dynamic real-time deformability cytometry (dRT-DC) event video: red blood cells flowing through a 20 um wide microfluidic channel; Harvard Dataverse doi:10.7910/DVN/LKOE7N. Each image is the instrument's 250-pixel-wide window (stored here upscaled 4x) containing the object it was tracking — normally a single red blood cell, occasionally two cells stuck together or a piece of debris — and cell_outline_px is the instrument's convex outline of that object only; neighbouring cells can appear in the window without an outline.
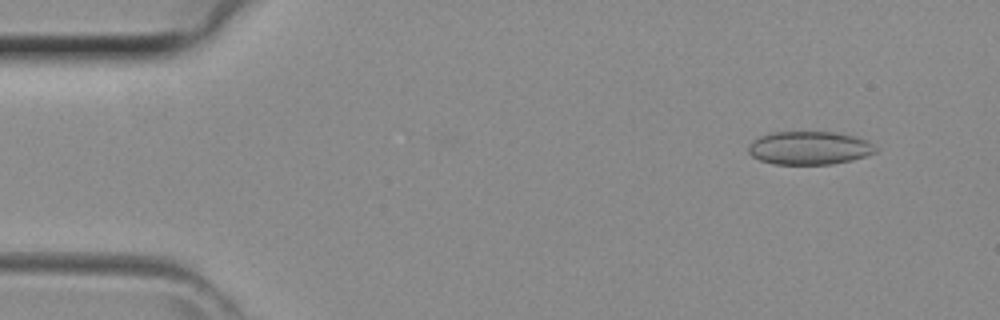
{"species": "common noctule bat (a hibernating species)", "species_latin": "Nyctalus noctula", "temperature_condition": "room temperature", "stored_images_in_passage": 41, "camera_frame_rate_fps": 3000, "um_per_image_px": 0.085, "animal": {"sex": "female", "body_mass_g": 29.2, "forearm_length_mm": 56.3}, "frame": {"image": 1, "passage_image": 4, "time_ms": 1.0, "image_size_px": [1000, 320], "cell_outline_px": [[880, 148], [876, 152], [868, 156], [852, 160], [832, 164], [772, 164], [760, 160], [752, 156], [748, 152], [748, 144], [752, 140], [760, 136], [772, 132], [836, 132], [868, 140]], "centroid_in_image_um": [68.82, 12.58], "position_along_channel_um": 16.2, "area_um2": 24.97}}
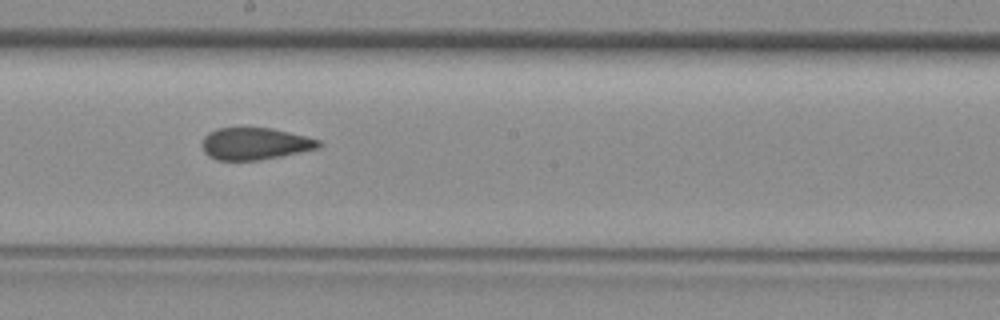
{"frame": {"image": 2, "passage_image": 23, "time_ms": 7.333, "image_size_px": [1000, 320], "cell_outline_px": [[324, 144], [320, 148], [260, 160], [216, 160], [208, 156], [204, 152], [200, 144], [204, 136], [208, 132], [216, 128], [272, 128], [320, 140]], "centroid_in_image_um": [21.64, 12.22], "position_along_channel_um": 226.6, "area_um2": 21.91}}
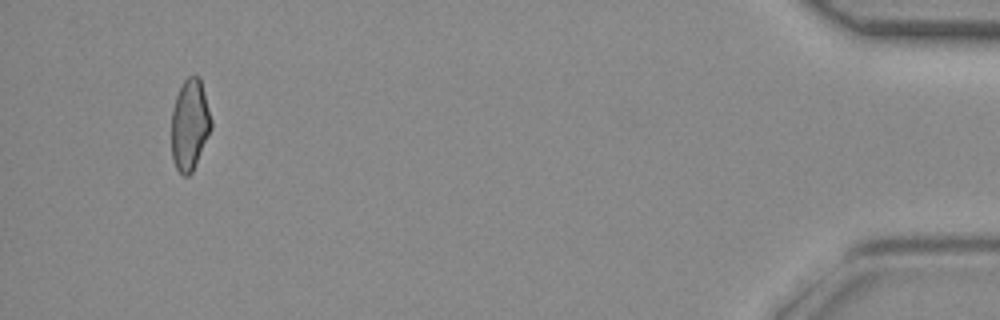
{"frame": {"image": 3, "passage_image": 40, "time_ms": 13.0, "image_size_px": [1000, 320], "cell_outline_px": [[212, 128], [192, 172], [188, 176], [184, 176], [176, 168], [172, 160], [172, 108], [176, 96], [184, 80], [188, 76], [200, 76], [212, 120]], "centroid_in_image_um": [16.13, 10.59], "position_along_channel_um": 419.1, "area_um2": 21.1}}